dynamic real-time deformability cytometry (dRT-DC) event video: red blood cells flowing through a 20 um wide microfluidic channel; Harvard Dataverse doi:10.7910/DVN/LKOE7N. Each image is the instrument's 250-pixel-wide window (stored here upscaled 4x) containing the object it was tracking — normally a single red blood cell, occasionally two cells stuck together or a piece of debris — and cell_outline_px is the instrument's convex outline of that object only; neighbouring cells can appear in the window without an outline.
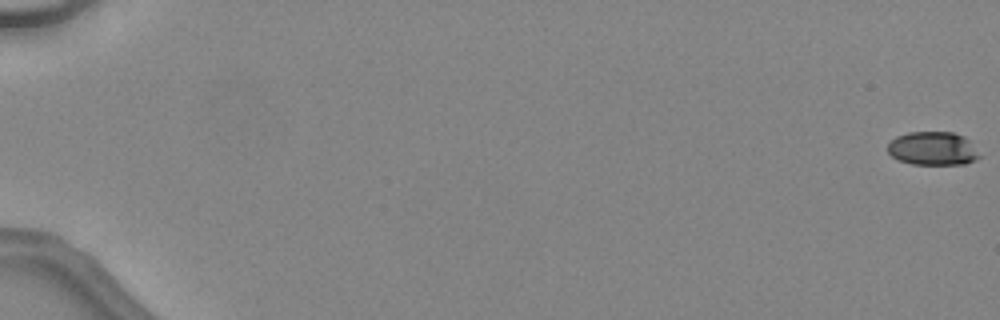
{"species": "common noctule bat (a hibernating species)", "species_latin": "Nyctalus noctula", "temperature_condition": "warm", "stored_images_in_passage": 48, "camera_frame_rate_fps": 3000, "um_per_image_px": 0.085, "animal": {"sex": "female", "body_mass_g": 24.6, "forearm_length_mm": 56.2}, "frame": {"image": 1, "passage_image": 1, "time_ms": 0.0, "image_size_px": [1000, 320], "cell_outline_px": [[980, 156], [976, 160], [964, 164], [912, 164], [900, 160], [892, 156], [888, 152], [888, 144], [896, 136], [908, 132], [952, 132], [964, 136], [968, 140]], "centroid_in_image_um": [79.27, 12.62], "position_along_channel_um": 5.7, "area_um2": 17.74}}
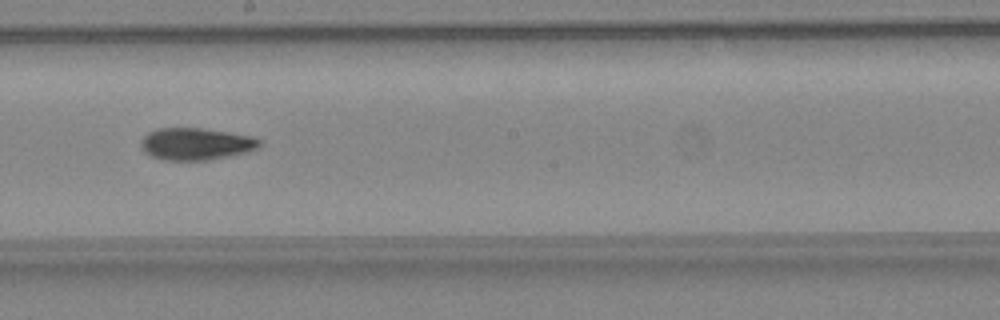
{"frame": {"image": 2, "passage_image": 30, "time_ms": 9.667, "image_size_px": [1000, 320], "cell_outline_px": [[264, 140], [260, 148], [212, 160], [164, 160], [152, 156], [144, 152], [140, 148], [140, 140], [148, 132], [156, 128], [200, 128], [228, 132], [252, 136]], "centroid_in_image_um": [16.66, 12.23], "position_along_channel_um": 231.5, "area_um2": 22.43}}
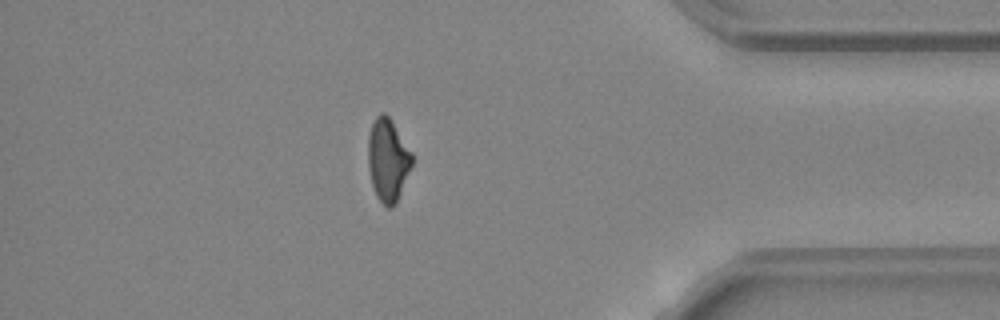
{"frame": {"image": 3, "passage_image": 43, "time_ms": 14.0, "image_size_px": [1000, 320], "cell_outline_px": [[412, 164], [396, 204], [392, 208], [388, 208], [376, 196], [372, 184], [368, 168], [368, 136], [372, 124], [376, 116], [380, 112], [384, 112], [388, 116], [412, 152]], "centroid_in_image_um": [32.95, 13.6], "position_along_channel_um": 402.2, "area_um2": 21.04}, "authors_computed_cell_mechanics": {"area_um2": 21.0392, "velocity_mm_per_s": 4.5648, "shape_relaxation_time_tau1_ms": 8.7721, "shape_relaxation_time_tau2_ms": 3.1279, "deformation_change_tau1": 0.2373, "deformation_change_tau2": 0.0884}}